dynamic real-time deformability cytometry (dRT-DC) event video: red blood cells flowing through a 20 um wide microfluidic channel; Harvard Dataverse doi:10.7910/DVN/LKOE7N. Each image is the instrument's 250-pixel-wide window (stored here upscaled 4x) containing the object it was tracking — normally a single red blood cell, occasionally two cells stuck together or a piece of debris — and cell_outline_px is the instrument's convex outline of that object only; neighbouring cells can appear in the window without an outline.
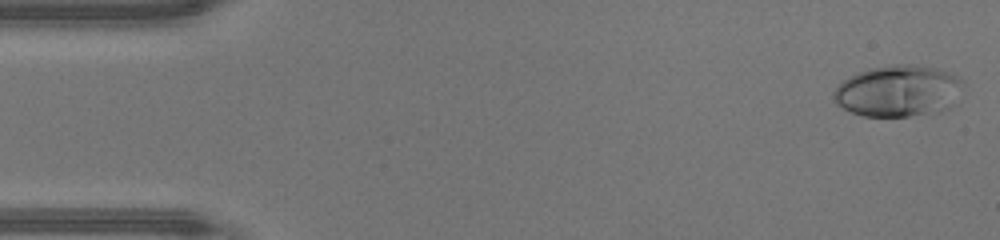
{"species": "human", "species_latin": "Homo sapiens", "temperature_condition": "warm", "stored_images_in_passage": 46, "camera_frame_rate_fps": 3000, "um_per_image_px": 0.085, "donor": {"sex": "male"}, "frame": {"image": 1, "passage_image": 1, "time_ms": 0.0, "image_size_px": [1000, 240], "cell_outline_px": [[964, 84], [952, 104], [948, 108], [940, 112], [908, 116], [864, 116], [852, 112], [836, 104], [832, 96], [832, 92], [844, 80], [868, 68], [896, 64], [912, 64], [936, 68], [948, 72], [964, 80]], "centroid_in_image_um": [76.36, 7.73], "position_along_channel_um": 8.6, "area_um2": 38.73}}
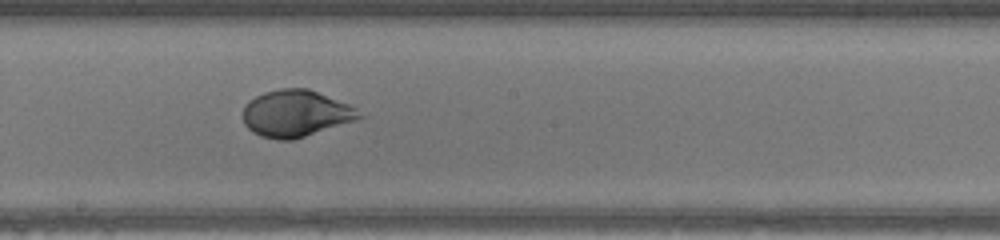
{"frame": {"image": 2, "passage_image": 25, "time_ms": 8.0, "image_size_px": [1000, 240], "cell_outline_px": [[364, 116], [356, 120], [292, 140], [276, 140], [260, 136], [252, 132], [244, 124], [244, 104], [248, 100], [264, 92], [280, 88], [308, 88], [348, 104], [356, 108]], "centroid_in_image_um": [25.11, 9.64], "position_along_channel_um": 223.1, "area_um2": 31.62}}
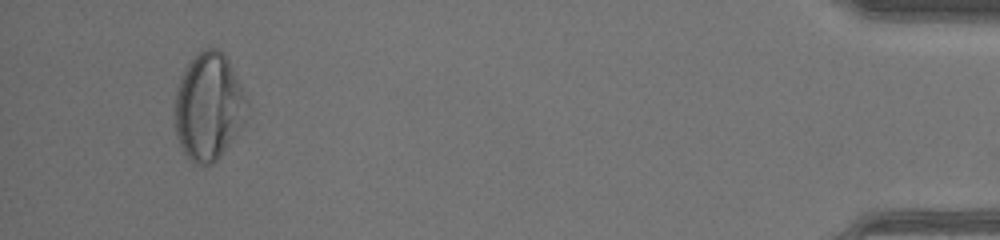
{"frame": {"image": 3, "passage_image": 44, "time_ms": 14.333, "image_size_px": [1000, 240], "cell_outline_px": [[248, 116], [220, 156], [212, 164], [196, 164], [188, 160], [176, 136], [176, 92], [180, 80], [188, 64], [196, 52], [204, 48], [216, 48], [224, 52], [248, 100]], "centroid_in_image_um": [17.75, 9.06], "position_along_channel_um": 417.5, "area_um2": 44.8}, "authors_computed_cell_mechanics": {"area_um2": 34.2465, "velocity_mm_per_s": 4.3527, "shape_relaxation_time_tau1_ms": 3.1549, "shape_relaxation_time_tau2_ms": null, "deformation_change_tau1": 0.1953, "deformation_change_tau2": null}}